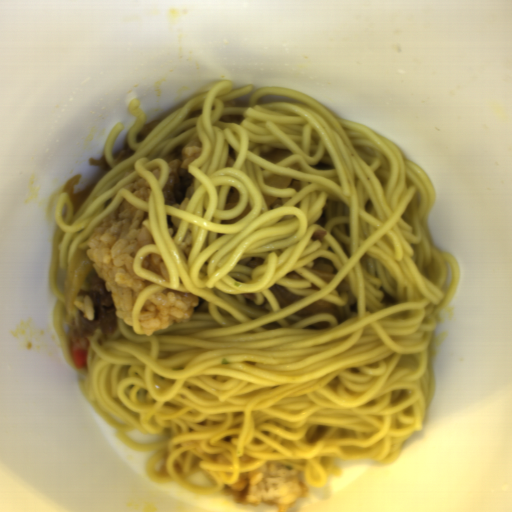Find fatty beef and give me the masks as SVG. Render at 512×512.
Returning <instances> with one entry per match:
<instances>
[{"mask_svg":"<svg viewBox=\"0 0 512 512\" xmlns=\"http://www.w3.org/2000/svg\"><path fill=\"white\" fill-rule=\"evenodd\" d=\"M242 114H228L226 116H223L219 122L221 123H241L243 119Z\"/></svg>","mask_w":512,"mask_h":512,"instance_id":"fatty-beef-8","label":"fatty beef"},{"mask_svg":"<svg viewBox=\"0 0 512 512\" xmlns=\"http://www.w3.org/2000/svg\"><path fill=\"white\" fill-rule=\"evenodd\" d=\"M162 121L159 119V120H155V121H151V122H145L144 125H143V128L142 130L140 131V133L138 134L136 140L138 143H142L145 138L161 123Z\"/></svg>","mask_w":512,"mask_h":512,"instance_id":"fatty-beef-4","label":"fatty beef"},{"mask_svg":"<svg viewBox=\"0 0 512 512\" xmlns=\"http://www.w3.org/2000/svg\"><path fill=\"white\" fill-rule=\"evenodd\" d=\"M89 165L99 167L107 172L112 168L108 165L105 156L99 159H95L94 156H89Z\"/></svg>","mask_w":512,"mask_h":512,"instance_id":"fatty-beef-7","label":"fatty beef"},{"mask_svg":"<svg viewBox=\"0 0 512 512\" xmlns=\"http://www.w3.org/2000/svg\"><path fill=\"white\" fill-rule=\"evenodd\" d=\"M194 179L189 170L179 167L171 174L166 188L164 205H180L193 193Z\"/></svg>","mask_w":512,"mask_h":512,"instance_id":"fatty-beef-2","label":"fatty beef"},{"mask_svg":"<svg viewBox=\"0 0 512 512\" xmlns=\"http://www.w3.org/2000/svg\"><path fill=\"white\" fill-rule=\"evenodd\" d=\"M249 95H242L225 102V107H246L248 106Z\"/></svg>","mask_w":512,"mask_h":512,"instance_id":"fatty-beef-6","label":"fatty beef"},{"mask_svg":"<svg viewBox=\"0 0 512 512\" xmlns=\"http://www.w3.org/2000/svg\"><path fill=\"white\" fill-rule=\"evenodd\" d=\"M81 180V175L76 174L69 180H67L63 192H67L73 207L74 214L80 209L85 199L89 196V194L93 191L98 182L93 185L87 187L77 194H73V187Z\"/></svg>","mask_w":512,"mask_h":512,"instance_id":"fatty-beef-3","label":"fatty beef"},{"mask_svg":"<svg viewBox=\"0 0 512 512\" xmlns=\"http://www.w3.org/2000/svg\"><path fill=\"white\" fill-rule=\"evenodd\" d=\"M89 295L92 304L93 318L82 317L70 330L71 343L70 355L75 350L88 351V337L92 336L97 329L105 334L115 333L117 330V313L113 297L107 288L104 280L99 275L91 277L87 286L78 290L77 296Z\"/></svg>","mask_w":512,"mask_h":512,"instance_id":"fatty-beef-1","label":"fatty beef"},{"mask_svg":"<svg viewBox=\"0 0 512 512\" xmlns=\"http://www.w3.org/2000/svg\"><path fill=\"white\" fill-rule=\"evenodd\" d=\"M136 151L132 150L129 144L124 147L122 150L112 153V156L116 162H123L128 160L131 156L135 154Z\"/></svg>","mask_w":512,"mask_h":512,"instance_id":"fatty-beef-5","label":"fatty beef"},{"mask_svg":"<svg viewBox=\"0 0 512 512\" xmlns=\"http://www.w3.org/2000/svg\"><path fill=\"white\" fill-rule=\"evenodd\" d=\"M238 199H240V193H239L238 189L235 186L229 188L226 204L233 202L235 200H238Z\"/></svg>","mask_w":512,"mask_h":512,"instance_id":"fatty-beef-9","label":"fatty beef"}]
</instances>
